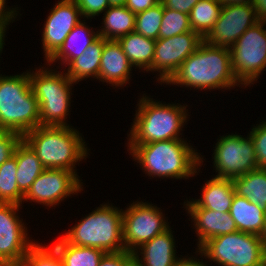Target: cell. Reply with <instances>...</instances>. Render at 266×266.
Masks as SVG:
<instances>
[{
    "label": "cell",
    "instance_id": "d4e9b609",
    "mask_svg": "<svg viewBox=\"0 0 266 266\" xmlns=\"http://www.w3.org/2000/svg\"><path fill=\"white\" fill-rule=\"evenodd\" d=\"M103 15L102 25L97 29L100 37L106 40H118L135 31L136 14L125 5L110 6Z\"/></svg>",
    "mask_w": 266,
    "mask_h": 266
},
{
    "label": "cell",
    "instance_id": "ffe728a7",
    "mask_svg": "<svg viewBox=\"0 0 266 266\" xmlns=\"http://www.w3.org/2000/svg\"><path fill=\"white\" fill-rule=\"evenodd\" d=\"M172 227L142 244L133 252L141 266H174L178 258ZM141 256V257H140Z\"/></svg>",
    "mask_w": 266,
    "mask_h": 266
},
{
    "label": "cell",
    "instance_id": "9c48e42d",
    "mask_svg": "<svg viewBox=\"0 0 266 266\" xmlns=\"http://www.w3.org/2000/svg\"><path fill=\"white\" fill-rule=\"evenodd\" d=\"M266 21H259L230 48L232 69L238 82L244 87L258 83L266 70Z\"/></svg>",
    "mask_w": 266,
    "mask_h": 266
},
{
    "label": "cell",
    "instance_id": "4fadbf2b",
    "mask_svg": "<svg viewBox=\"0 0 266 266\" xmlns=\"http://www.w3.org/2000/svg\"><path fill=\"white\" fill-rule=\"evenodd\" d=\"M22 207L0 203V262L4 266H19L36 242L28 235L27 223L18 215Z\"/></svg>",
    "mask_w": 266,
    "mask_h": 266
},
{
    "label": "cell",
    "instance_id": "74e56055",
    "mask_svg": "<svg viewBox=\"0 0 266 266\" xmlns=\"http://www.w3.org/2000/svg\"><path fill=\"white\" fill-rule=\"evenodd\" d=\"M133 257V253L126 250L117 253H106L101 258L98 266H126Z\"/></svg>",
    "mask_w": 266,
    "mask_h": 266
},
{
    "label": "cell",
    "instance_id": "1f68e13d",
    "mask_svg": "<svg viewBox=\"0 0 266 266\" xmlns=\"http://www.w3.org/2000/svg\"><path fill=\"white\" fill-rule=\"evenodd\" d=\"M19 266H64L57 249L36 241L28 250Z\"/></svg>",
    "mask_w": 266,
    "mask_h": 266
},
{
    "label": "cell",
    "instance_id": "5b68a950",
    "mask_svg": "<svg viewBox=\"0 0 266 266\" xmlns=\"http://www.w3.org/2000/svg\"><path fill=\"white\" fill-rule=\"evenodd\" d=\"M44 64L36 67L35 71L28 69L31 87L39 104L40 126H73L69 125L67 118L74 102L71 96L75 83L64 69L57 71L58 68L54 69L47 62Z\"/></svg>",
    "mask_w": 266,
    "mask_h": 266
},
{
    "label": "cell",
    "instance_id": "836d02e7",
    "mask_svg": "<svg viewBox=\"0 0 266 266\" xmlns=\"http://www.w3.org/2000/svg\"><path fill=\"white\" fill-rule=\"evenodd\" d=\"M264 120H260L262 122L257 123L256 126L252 125L251 131L248 132L254 143L259 168H266V119Z\"/></svg>",
    "mask_w": 266,
    "mask_h": 266
},
{
    "label": "cell",
    "instance_id": "60d3db41",
    "mask_svg": "<svg viewBox=\"0 0 266 266\" xmlns=\"http://www.w3.org/2000/svg\"><path fill=\"white\" fill-rule=\"evenodd\" d=\"M160 0H127L125 6L134 14L143 12L156 4Z\"/></svg>",
    "mask_w": 266,
    "mask_h": 266
},
{
    "label": "cell",
    "instance_id": "bcb514c9",
    "mask_svg": "<svg viewBox=\"0 0 266 266\" xmlns=\"http://www.w3.org/2000/svg\"><path fill=\"white\" fill-rule=\"evenodd\" d=\"M126 266H141V264L133 257Z\"/></svg>",
    "mask_w": 266,
    "mask_h": 266
},
{
    "label": "cell",
    "instance_id": "3957f363",
    "mask_svg": "<svg viewBox=\"0 0 266 266\" xmlns=\"http://www.w3.org/2000/svg\"><path fill=\"white\" fill-rule=\"evenodd\" d=\"M144 93L138 98L131 130L125 144H147L156 141L184 139L190 117L187 104L166 103ZM183 136V138H182Z\"/></svg>",
    "mask_w": 266,
    "mask_h": 266
},
{
    "label": "cell",
    "instance_id": "8992f818",
    "mask_svg": "<svg viewBox=\"0 0 266 266\" xmlns=\"http://www.w3.org/2000/svg\"><path fill=\"white\" fill-rule=\"evenodd\" d=\"M60 235L74 246L94 247L105 253L124 251L122 208L102 203Z\"/></svg>",
    "mask_w": 266,
    "mask_h": 266
},
{
    "label": "cell",
    "instance_id": "7a4b0ae2",
    "mask_svg": "<svg viewBox=\"0 0 266 266\" xmlns=\"http://www.w3.org/2000/svg\"><path fill=\"white\" fill-rule=\"evenodd\" d=\"M166 86L188 87L190 90H229L244 87L238 82L232 69L231 51L205 42L182 62ZM236 86V87H235Z\"/></svg>",
    "mask_w": 266,
    "mask_h": 266
},
{
    "label": "cell",
    "instance_id": "52a82bcc",
    "mask_svg": "<svg viewBox=\"0 0 266 266\" xmlns=\"http://www.w3.org/2000/svg\"><path fill=\"white\" fill-rule=\"evenodd\" d=\"M40 126L39 104L28 70L16 75L0 74V130L24 136Z\"/></svg>",
    "mask_w": 266,
    "mask_h": 266
},
{
    "label": "cell",
    "instance_id": "9a60e30c",
    "mask_svg": "<svg viewBox=\"0 0 266 266\" xmlns=\"http://www.w3.org/2000/svg\"><path fill=\"white\" fill-rule=\"evenodd\" d=\"M257 22L259 20L253 5L223 6L219 18L203 40L213 46L230 49L246 30Z\"/></svg>",
    "mask_w": 266,
    "mask_h": 266
},
{
    "label": "cell",
    "instance_id": "ee69618b",
    "mask_svg": "<svg viewBox=\"0 0 266 266\" xmlns=\"http://www.w3.org/2000/svg\"><path fill=\"white\" fill-rule=\"evenodd\" d=\"M110 6H122L126 4L127 0H108Z\"/></svg>",
    "mask_w": 266,
    "mask_h": 266
},
{
    "label": "cell",
    "instance_id": "b9f144b4",
    "mask_svg": "<svg viewBox=\"0 0 266 266\" xmlns=\"http://www.w3.org/2000/svg\"><path fill=\"white\" fill-rule=\"evenodd\" d=\"M253 9L259 21H266V0H254Z\"/></svg>",
    "mask_w": 266,
    "mask_h": 266
},
{
    "label": "cell",
    "instance_id": "4316f807",
    "mask_svg": "<svg viewBox=\"0 0 266 266\" xmlns=\"http://www.w3.org/2000/svg\"><path fill=\"white\" fill-rule=\"evenodd\" d=\"M235 193L266 211V168H258L232 179Z\"/></svg>",
    "mask_w": 266,
    "mask_h": 266
},
{
    "label": "cell",
    "instance_id": "e575fe53",
    "mask_svg": "<svg viewBox=\"0 0 266 266\" xmlns=\"http://www.w3.org/2000/svg\"><path fill=\"white\" fill-rule=\"evenodd\" d=\"M22 139L20 133L0 130V166L14 155Z\"/></svg>",
    "mask_w": 266,
    "mask_h": 266
},
{
    "label": "cell",
    "instance_id": "4dcf8cb0",
    "mask_svg": "<svg viewBox=\"0 0 266 266\" xmlns=\"http://www.w3.org/2000/svg\"><path fill=\"white\" fill-rule=\"evenodd\" d=\"M164 7L161 2L136 14L135 32L154 40L159 39Z\"/></svg>",
    "mask_w": 266,
    "mask_h": 266
},
{
    "label": "cell",
    "instance_id": "83f0119b",
    "mask_svg": "<svg viewBox=\"0 0 266 266\" xmlns=\"http://www.w3.org/2000/svg\"><path fill=\"white\" fill-rule=\"evenodd\" d=\"M52 245L60 254L64 266H98L106 254L99 248L74 246L62 237H57Z\"/></svg>",
    "mask_w": 266,
    "mask_h": 266
},
{
    "label": "cell",
    "instance_id": "f6af8a7d",
    "mask_svg": "<svg viewBox=\"0 0 266 266\" xmlns=\"http://www.w3.org/2000/svg\"><path fill=\"white\" fill-rule=\"evenodd\" d=\"M6 35L4 34H0V56L1 54L3 53V48H4V45H5V37ZM2 58V57H0Z\"/></svg>",
    "mask_w": 266,
    "mask_h": 266
},
{
    "label": "cell",
    "instance_id": "603a6c76",
    "mask_svg": "<svg viewBox=\"0 0 266 266\" xmlns=\"http://www.w3.org/2000/svg\"><path fill=\"white\" fill-rule=\"evenodd\" d=\"M229 213L238 231L262 235L266 211L257 204L235 194Z\"/></svg>",
    "mask_w": 266,
    "mask_h": 266
},
{
    "label": "cell",
    "instance_id": "44dd1931",
    "mask_svg": "<svg viewBox=\"0 0 266 266\" xmlns=\"http://www.w3.org/2000/svg\"><path fill=\"white\" fill-rule=\"evenodd\" d=\"M86 21L88 20H81L73 28L60 49L47 61L49 65L55 67L53 63H58L59 65L56 66L58 69L66 67L99 37L98 30L88 25Z\"/></svg>",
    "mask_w": 266,
    "mask_h": 266
},
{
    "label": "cell",
    "instance_id": "277c9868",
    "mask_svg": "<svg viewBox=\"0 0 266 266\" xmlns=\"http://www.w3.org/2000/svg\"><path fill=\"white\" fill-rule=\"evenodd\" d=\"M23 139L36 152L45 169L74 171L87 157L90 148L84 135L73 126H38L27 132Z\"/></svg>",
    "mask_w": 266,
    "mask_h": 266
},
{
    "label": "cell",
    "instance_id": "7402d4cb",
    "mask_svg": "<svg viewBox=\"0 0 266 266\" xmlns=\"http://www.w3.org/2000/svg\"><path fill=\"white\" fill-rule=\"evenodd\" d=\"M105 39L98 37L80 56L73 59L64 70L75 85L80 81L92 79L96 81L99 76L100 61Z\"/></svg>",
    "mask_w": 266,
    "mask_h": 266
},
{
    "label": "cell",
    "instance_id": "cb8c5ba5",
    "mask_svg": "<svg viewBox=\"0 0 266 266\" xmlns=\"http://www.w3.org/2000/svg\"><path fill=\"white\" fill-rule=\"evenodd\" d=\"M122 46L123 52L128 57L131 65L144 73L147 72L151 66L155 54L156 40L144 37L137 34L135 31L117 40Z\"/></svg>",
    "mask_w": 266,
    "mask_h": 266
},
{
    "label": "cell",
    "instance_id": "ab89813d",
    "mask_svg": "<svg viewBox=\"0 0 266 266\" xmlns=\"http://www.w3.org/2000/svg\"><path fill=\"white\" fill-rule=\"evenodd\" d=\"M199 0H160L163 7L170 8L178 12H182L185 14L190 13L193 6L198 2Z\"/></svg>",
    "mask_w": 266,
    "mask_h": 266
},
{
    "label": "cell",
    "instance_id": "e0dca14e",
    "mask_svg": "<svg viewBox=\"0 0 266 266\" xmlns=\"http://www.w3.org/2000/svg\"><path fill=\"white\" fill-rule=\"evenodd\" d=\"M133 68L120 43L117 40L105 39L99 68V82L107 83L106 85L112 86L113 89L118 87L122 89L126 84L130 85Z\"/></svg>",
    "mask_w": 266,
    "mask_h": 266
},
{
    "label": "cell",
    "instance_id": "f546056e",
    "mask_svg": "<svg viewBox=\"0 0 266 266\" xmlns=\"http://www.w3.org/2000/svg\"><path fill=\"white\" fill-rule=\"evenodd\" d=\"M16 178L17 163L12 156L0 166V203L23 206L24 194L19 190Z\"/></svg>",
    "mask_w": 266,
    "mask_h": 266
},
{
    "label": "cell",
    "instance_id": "7dc6e473",
    "mask_svg": "<svg viewBox=\"0 0 266 266\" xmlns=\"http://www.w3.org/2000/svg\"><path fill=\"white\" fill-rule=\"evenodd\" d=\"M263 239V242L266 246V215H265V222H264V228H263V232L262 235L260 236Z\"/></svg>",
    "mask_w": 266,
    "mask_h": 266
},
{
    "label": "cell",
    "instance_id": "d6986e66",
    "mask_svg": "<svg viewBox=\"0 0 266 266\" xmlns=\"http://www.w3.org/2000/svg\"><path fill=\"white\" fill-rule=\"evenodd\" d=\"M201 195L197 199L183 202L182 208H206L213 211L229 212L234 198L235 189L232 179L213 177L201 186Z\"/></svg>",
    "mask_w": 266,
    "mask_h": 266
},
{
    "label": "cell",
    "instance_id": "f1b7e54d",
    "mask_svg": "<svg viewBox=\"0 0 266 266\" xmlns=\"http://www.w3.org/2000/svg\"><path fill=\"white\" fill-rule=\"evenodd\" d=\"M222 7L218 0H199L189 13L192 31L204 38L219 18Z\"/></svg>",
    "mask_w": 266,
    "mask_h": 266
},
{
    "label": "cell",
    "instance_id": "ac0fdd59",
    "mask_svg": "<svg viewBox=\"0 0 266 266\" xmlns=\"http://www.w3.org/2000/svg\"><path fill=\"white\" fill-rule=\"evenodd\" d=\"M191 219L197 237V248L213 237L237 232V226L229 212H217L206 208H184Z\"/></svg>",
    "mask_w": 266,
    "mask_h": 266
},
{
    "label": "cell",
    "instance_id": "2e32d148",
    "mask_svg": "<svg viewBox=\"0 0 266 266\" xmlns=\"http://www.w3.org/2000/svg\"><path fill=\"white\" fill-rule=\"evenodd\" d=\"M43 25L41 46L47 62L63 45L73 28L81 21L80 9L73 0H58Z\"/></svg>",
    "mask_w": 266,
    "mask_h": 266
},
{
    "label": "cell",
    "instance_id": "6da1fadb",
    "mask_svg": "<svg viewBox=\"0 0 266 266\" xmlns=\"http://www.w3.org/2000/svg\"><path fill=\"white\" fill-rule=\"evenodd\" d=\"M186 139L127 144V152L150 178L185 180L199 175L205 161L204 156Z\"/></svg>",
    "mask_w": 266,
    "mask_h": 266
},
{
    "label": "cell",
    "instance_id": "ba28073f",
    "mask_svg": "<svg viewBox=\"0 0 266 266\" xmlns=\"http://www.w3.org/2000/svg\"><path fill=\"white\" fill-rule=\"evenodd\" d=\"M199 249L211 266L213 263L216 266H266V246L256 234L237 231L220 235Z\"/></svg>",
    "mask_w": 266,
    "mask_h": 266
},
{
    "label": "cell",
    "instance_id": "5bb4252c",
    "mask_svg": "<svg viewBox=\"0 0 266 266\" xmlns=\"http://www.w3.org/2000/svg\"><path fill=\"white\" fill-rule=\"evenodd\" d=\"M203 38L194 31L173 37L157 39L151 68L146 73H157L155 78L161 86L176 73L180 65L196 51ZM158 76V77H157Z\"/></svg>",
    "mask_w": 266,
    "mask_h": 266
},
{
    "label": "cell",
    "instance_id": "8fae6325",
    "mask_svg": "<svg viewBox=\"0 0 266 266\" xmlns=\"http://www.w3.org/2000/svg\"><path fill=\"white\" fill-rule=\"evenodd\" d=\"M212 161L213 177L233 179L250 171L258 169L254 143L251 136L235 132L217 138L213 147Z\"/></svg>",
    "mask_w": 266,
    "mask_h": 266
},
{
    "label": "cell",
    "instance_id": "7bdbcfd3",
    "mask_svg": "<svg viewBox=\"0 0 266 266\" xmlns=\"http://www.w3.org/2000/svg\"><path fill=\"white\" fill-rule=\"evenodd\" d=\"M222 6L238 5V4H250L252 5L254 0H218Z\"/></svg>",
    "mask_w": 266,
    "mask_h": 266
},
{
    "label": "cell",
    "instance_id": "d590c367",
    "mask_svg": "<svg viewBox=\"0 0 266 266\" xmlns=\"http://www.w3.org/2000/svg\"><path fill=\"white\" fill-rule=\"evenodd\" d=\"M80 9L83 19H96L102 13H104L109 7L108 0H73Z\"/></svg>",
    "mask_w": 266,
    "mask_h": 266
},
{
    "label": "cell",
    "instance_id": "d6a6232c",
    "mask_svg": "<svg viewBox=\"0 0 266 266\" xmlns=\"http://www.w3.org/2000/svg\"><path fill=\"white\" fill-rule=\"evenodd\" d=\"M189 31H192V29L188 14L164 7L159 39L173 37Z\"/></svg>",
    "mask_w": 266,
    "mask_h": 266
},
{
    "label": "cell",
    "instance_id": "30bf717a",
    "mask_svg": "<svg viewBox=\"0 0 266 266\" xmlns=\"http://www.w3.org/2000/svg\"><path fill=\"white\" fill-rule=\"evenodd\" d=\"M144 201L133 200L125 210L122 209L124 248L132 253L170 227L164 210Z\"/></svg>",
    "mask_w": 266,
    "mask_h": 266
},
{
    "label": "cell",
    "instance_id": "8d00e7d4",
    "mask_svg": "<svg viewBox=\"0 0 266 266\" xmlns=\"http://www.w3.org/2000/svg\"><path fill=\"white\" fill-rule=\"evenodd\" d=\"M7 0H0V34L6 35L7 29H9L10 23L15 22L16 18L20 17V7H9L7 5ZM19 10V11H18ZM18 16V17H17Z\"/></svg>",
    "mask_w": 266,
    "mask_h": 266
},
{
    "label": "cell",
    "instance_id": "7c38bea8",
    "mask_svg": "<svg viewBox=\"0 0 266 266\" xmlns=\"http://www.w3.org/2000/svg\"><path fill=\"white\" fill-rule=\"evenodd\" d=\"M81 179L74 171L45 169L24 195L23 204L34 202V204L46 206V209L59 206L66 198L78 195L84 190Z\"/></svg>",
    "mask_w": 266,
    "mask_h": 266
},
{
    "label": "cell",
    "instance_id": "f35d334b",
    "mask_svg": "<svg viewBox=\"0 0 266 266\" xmlns=\"http://www.w3.org/2000/svg\"><path fill=\"white\" fill-rule=\"evenodd\" d=\"M197 249L195 251L196 257L195 255H186L185 257H183L182 255H180V257H178L174 263V266H208L211 264H207V261H203V259H206V256L204 255V253L199 249V248H195ZM200 256L199 258H201L202 261H200V259L197 256ZM190 256V257H189Z\"/></svg>",
    "mask_w": 266,
    "mask_h": 266
},
{
    "label": "cell",
    "instance_id": "484cf974",
    "mask_svg": "<svg viewBox=\"0 0 266 266\" xmlns=\"http://www.w3.org/2000/svg\"><path fill=\"white\" fill-rule=\"evenodd\" d=\"M17 163V184L19 190L25 195L31 184L45 170L36 152L22 139L17 145L14 155Z\"/></svg>",
    "mask_w": 266,
    "mask_h": 266
}]
</instances>
